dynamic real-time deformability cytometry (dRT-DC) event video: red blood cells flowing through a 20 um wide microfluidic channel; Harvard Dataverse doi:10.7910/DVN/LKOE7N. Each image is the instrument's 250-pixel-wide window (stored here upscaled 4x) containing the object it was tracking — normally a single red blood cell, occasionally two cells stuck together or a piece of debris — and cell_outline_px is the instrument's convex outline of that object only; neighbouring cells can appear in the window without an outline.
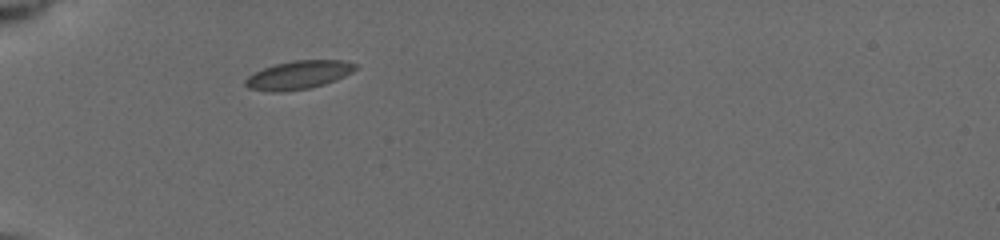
{"species": "common noctule bat (a hibernating species)", "species_latin": "Nyctalus noctula", "temperature_condition": "cold", "stored_images_in_passage": 13, "camera_frame_rate_fps": 3000, "um_per_image_px": 0.085, "animal": {"sex": "female", "body_mass_g": 19.5, "forearm_length_mm": 54.1}, "frame": {"image": 1, "passage_image": 1, "time_ms": 0.0, "image_size_px": [1000, 240], "cell_outline_px": [[356, 68], [352, 72], [336, 80], [324, 84], [308, 88], [280, 92], [272, 92], [248, 88], [244, 84], [244, 80], [248, 76], [264, 68], [276, 64], [292, 60], [344, 60], [356, 64]], "centroid_in_image_um": [25.37, 6.37], "position_along_channel_um": 59.6, "area_um2": 18.09}}
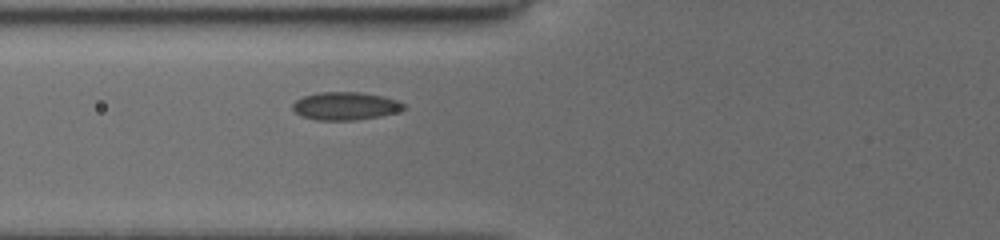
{"frame": {"image": 2, "passage_image": 9, "time_ms": 1.333, "image_size_px": [1000, 240], "cell_outline_px": [[404, 108], [396, 112], [380, 116], [356, 120], [316, 120], [300, 116], [292, 108], [292, 104], [296, 100], [304, 96], [316, 92], [360, 92], [380, 96], [396, 100], [404, 104]], "centroid_in_image_um": [29.3, 9.01], "position_along_channel_um": 96.5, "area_um2": 17.98}}